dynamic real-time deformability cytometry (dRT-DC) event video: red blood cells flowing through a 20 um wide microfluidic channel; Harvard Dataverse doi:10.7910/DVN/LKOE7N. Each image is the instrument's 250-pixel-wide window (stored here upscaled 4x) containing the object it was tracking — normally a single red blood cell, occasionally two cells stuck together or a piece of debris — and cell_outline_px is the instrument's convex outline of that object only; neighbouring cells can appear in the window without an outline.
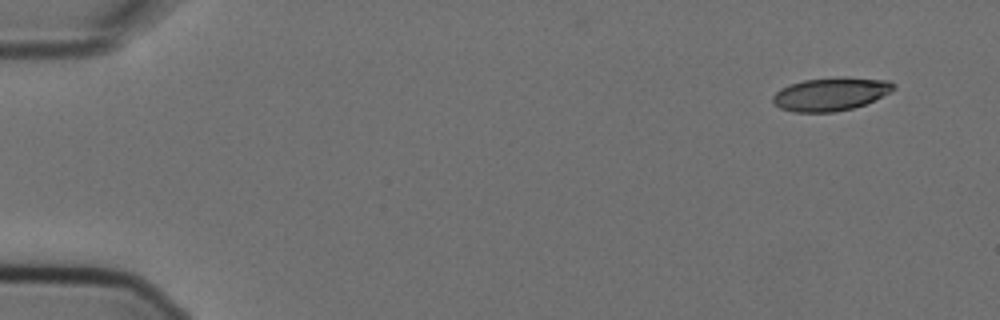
{"species": "Egyptian fruit bat (a non-hibernating species)", "species_latin": "Rousettus aegyptiacus", "temperature_condition": "cold", "stored_images_in_passage": 6, "camera_frame_rate_fps": 3000, "um_per_image_px": 0.085, "animal": {"sex": "female"}, "frame": {"image": 1, "passage_image": 1, "time_ms": 0.0, "image_size_px": [1000, 320], "cell_outline_px": [[896, 88], [892, 92], [864, 104], [852, 108], [836, 112], [792, 112], [780, 108], [772, 100], [772, 96], [780, 88], [788, 84], [804, 80], [840, 76], [888, 80], [896, 84]], "centroid_in_image_um": [70.62, 7.98], "position_along_channel_um": 14.4, "area_um2": 23.64}}